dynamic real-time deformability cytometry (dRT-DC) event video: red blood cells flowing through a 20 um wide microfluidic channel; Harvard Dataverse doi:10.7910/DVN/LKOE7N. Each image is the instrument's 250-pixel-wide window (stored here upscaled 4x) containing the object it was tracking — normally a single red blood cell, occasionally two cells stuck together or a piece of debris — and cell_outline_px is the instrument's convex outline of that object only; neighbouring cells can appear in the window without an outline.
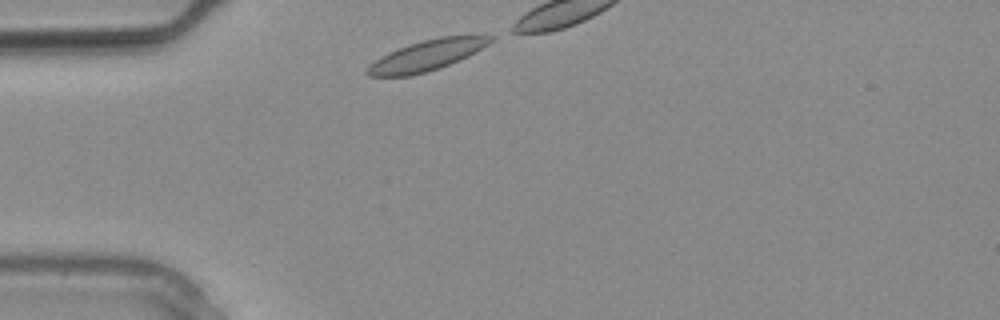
{"species": "common noctule bat (a hibernating species)", "species_latin": "Nyctalus noctula", "temperature_condition": "warm", "stored_images_in_passage": 11, "camera_frame_rate_fps": 3000, "um_per_image_px": 0.085, "animal": {"sex": "male", "body_mass_g": 20.4}, "frame": {"image": 1, "passage_image": 1, "time_ms": 0.0, "image_size_px": [1000, 320], "cell_outline_px": [[492, 40], [488, 44], [468, 56], [460, 60], [440, 68], [408, 76], [368, 76], [364, 72], [380, 56], [388, 52], [408, 44], [440, 36], [492, 36]], "centroid_in_image_um": [36.24, 4.72], "position_along_channel_um": 48.8, "area_um2": 21.56}}